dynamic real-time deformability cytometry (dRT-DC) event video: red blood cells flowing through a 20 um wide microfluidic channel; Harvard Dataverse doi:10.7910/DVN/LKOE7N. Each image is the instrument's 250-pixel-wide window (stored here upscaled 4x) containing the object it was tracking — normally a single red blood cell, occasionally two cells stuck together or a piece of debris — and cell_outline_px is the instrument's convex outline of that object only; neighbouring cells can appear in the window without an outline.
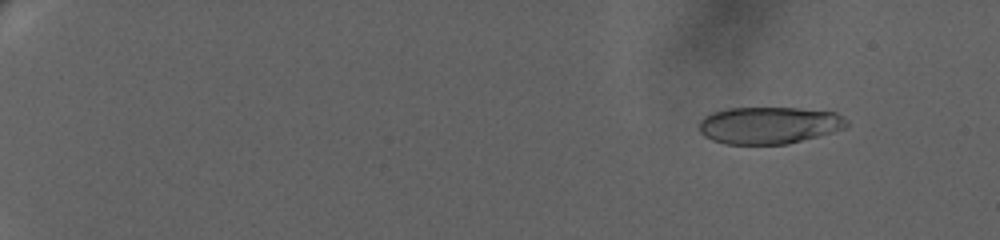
{"species": "human", "species_latin": "Homo sapiens", "temperature_condition": "warm", "stored_images_in_passage": 30, "camera_frame_rate_fps": 3000, "um_per_image_px": 0.085, "donor": {"sex": "female"}, "frame": {"image": 1, "passage_image": 8, "time_ms": 2.667, "image_size_px": [1000, 240], "cell_outline_px": [[848, 124], [844, 128], [832, 132], [788, 144], [724, 144], [712, 140], [704, 136], [700, 132], [700, 120], [704, 116], [712, 112], [728, 108], [800, 108], [836, 112], [844, 116], [848, 120]], "centroid_in_image_um": [65.37, 10.64], "position_along_channel_um": 19.6, "area_um2": 32.02}}
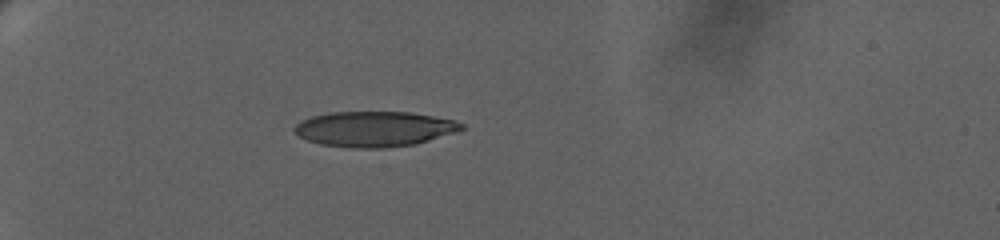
{"frame": {"image": 2, "passage_image": 27, "time_ms": 8.0, "image_size_px": [1000, 240], "cell_outline_px": [[464, 128], [456, 132], [416, 144], [384, 148], [352, 148], [320, 144], [308, 140], [300, 136], [292, 128], [300, 120], [312, 116], [332, 112], [408, 112], [456, 120], [464, 124]], "centroid_in_image_um": [31.82, 10.96], "position_along_channel_um": 53.2, "area_um2": 34.39}}